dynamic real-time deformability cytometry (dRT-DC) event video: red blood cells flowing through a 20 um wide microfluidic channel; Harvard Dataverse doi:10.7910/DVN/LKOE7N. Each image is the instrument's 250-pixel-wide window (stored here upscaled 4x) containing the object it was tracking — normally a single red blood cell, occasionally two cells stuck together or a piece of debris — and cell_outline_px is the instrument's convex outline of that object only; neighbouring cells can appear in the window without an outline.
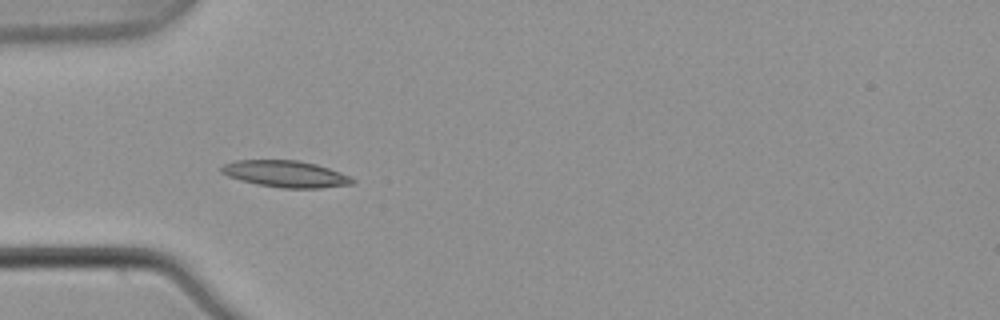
{"species": "common noctule bat (a hibernating species)", "species_latin": "Nyctalus noctula", "temperature_condition": "warm", "stored_images_in_passage": 7, "camera_frame_rate_fps": 3000, "um_per_image_px": 0.085, "animal": {"sex": "male", "body_mass_g": 21.5, "forearm_length_mm": 52.0}, "frame": {"image": 1, "passage_image": 4, "time_ms": 1.0, "image_size_px": [1000, 320], "cell_outline_px": [[356, 184], [320, 188], [280, 188], [256, 184], [240, 180], [228, 176], [220, 172], [220, 168], [224, 164], [236, 160], [300, 160], [316, 164], [352, 176], [356, 180]], "centroid_in_image_um": [24.31, 14.79], "position_along_channel_um": 60.7, "area_um2": 20.58}}
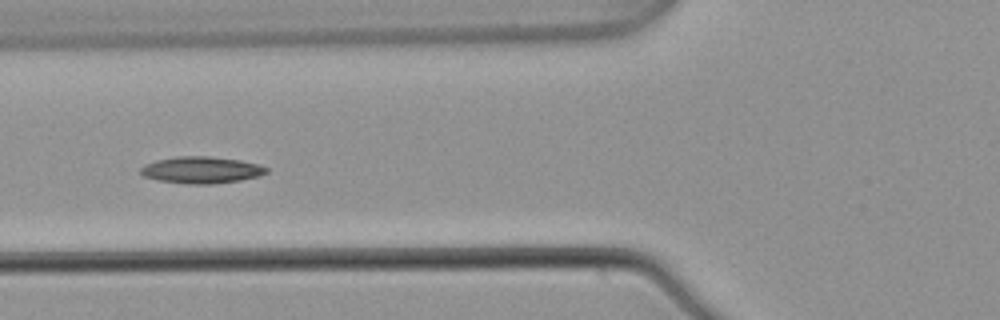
{"frame": {"image": 2, "passage_image": 5, "time_ms": 1.333, "image_size_px": [1000, 320], "cell_outline_px": [[268, 172], [260, 176], [240, 180], [212, 184], [188, 184], [156, 180], [144, 176], [140, 172], [140, 168], [144, 164], [156, 160], [176, 156], [208, 156], [240, 160], [260, 164], [268, 168]], "centroid_in_image_um": [17.12, 14.44], "position_along_channel_um": 108.7, "area_um2": 19.77}}
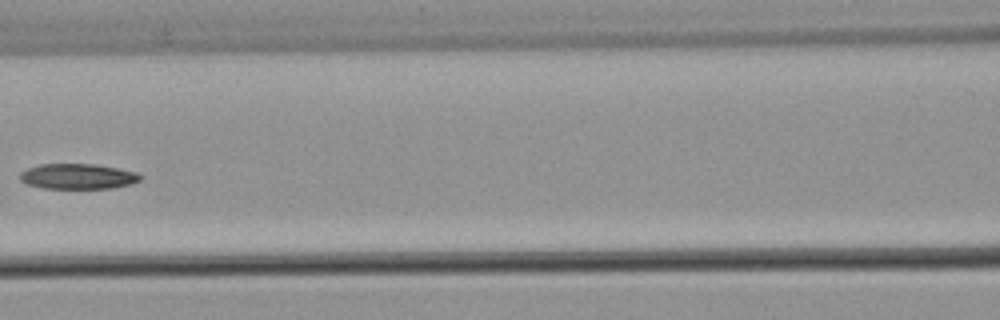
{"frame": {"image": 3, "passage_image": 6, "time_ms": 1.667, "image_size_px": [1000, 320], "cell_outline_px": [[140, 180], [132, 184], [112, 188], [44, 188], [28, 184], [20, 180], [20, 172], [28, 168], [40, 164], [96, 164], [136, 172], [140, 176]], "centroid_in_image_um": [6.6, 14.99], "position_along_channel_um": 160.0, "area_um2": 17.63}}